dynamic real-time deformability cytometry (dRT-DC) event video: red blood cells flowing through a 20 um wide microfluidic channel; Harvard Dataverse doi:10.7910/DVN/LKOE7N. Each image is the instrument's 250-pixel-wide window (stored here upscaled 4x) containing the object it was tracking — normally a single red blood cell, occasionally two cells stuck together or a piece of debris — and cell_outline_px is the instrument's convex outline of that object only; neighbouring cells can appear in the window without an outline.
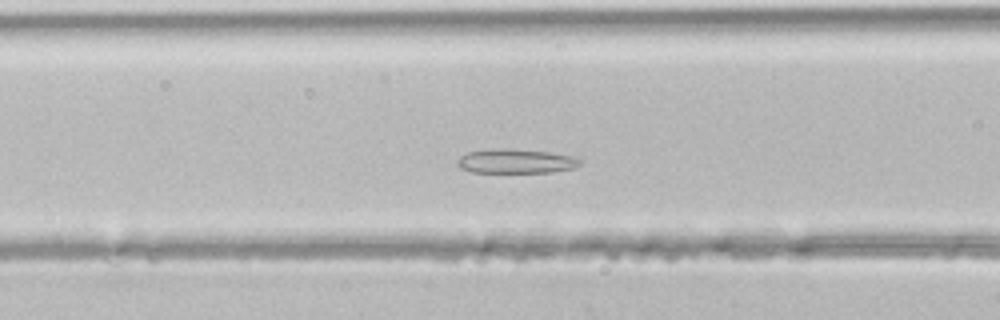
{"species": "common noctule bat (a hibernating species)", "species_latin": "Nyctalus noctula", "temperature_condition": "room temperature", "stored_images_in_passage": 42, "camera_frame_rate_fps": 3000, "um_per_image_px": 0.085, "animal": {"sex": "male", "body_mass_g": 21.5, "forearm_length_mm": 52.0}, "frame": {"image": 1, "passage_image": 15, "time_ms": 4.667, "image_size_px": [1000, 320], "cell_outline_px": [[584, 160], [580, 164], [572, 168], [552, 172], [472, 172], [460, 168], [456, 164], [456, 160], [460, 156], [468, 152], [488, 148], [508, 148], [548, 152], [572, 156]], "centroid_in_image_um": [43.8, 13.69], "position_along_channel_um": 122.8, "area_um2": 17.51}}
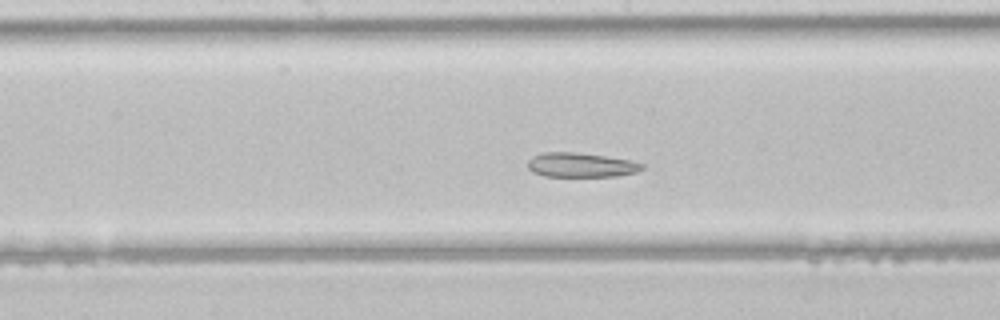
{"frame": {"image": 2, "passage_image": 20, "time_ms": 6.333, "image_size_px": [1000, 320], "cell_outline_px": [[644, 168], [636, 172], [616, 176], [544, 176], [532, 172], [528, 168], [528, 160], [532, 156], [544, 152], [572, 152], [604, 156], [628, 160], [644, 164]], "centroid_in_image_um": [49.34, 14.02], "position_along_channel_um": 198.9, "area_um2": 16.13}}
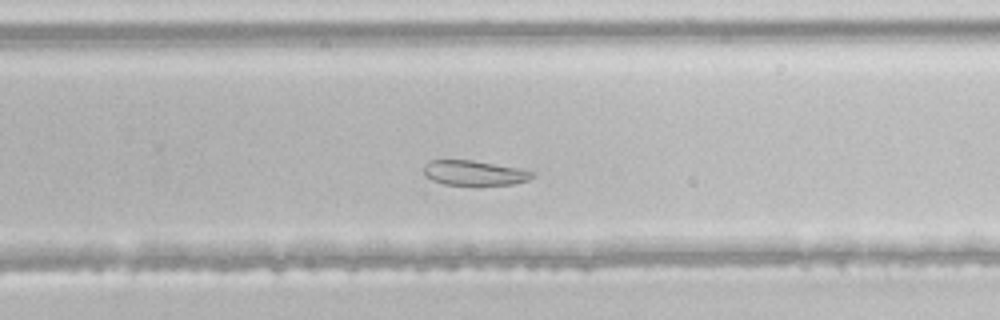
{"frame": {"image": 3, "passage_image": 26, "time_ms": 8.333, "image_size_px": [1000, 320], "cell_outline_px": [[536, 172], [528, 180], [512, 184], [444, 184], [432, 180], [424, 172], [424, 164], [432, 160], [472, 160], [516, 168]], "centroid_in_image_um": [40.3, 14.69], "position_along_channel_um": 289.5, "area_um2": 15.26}}